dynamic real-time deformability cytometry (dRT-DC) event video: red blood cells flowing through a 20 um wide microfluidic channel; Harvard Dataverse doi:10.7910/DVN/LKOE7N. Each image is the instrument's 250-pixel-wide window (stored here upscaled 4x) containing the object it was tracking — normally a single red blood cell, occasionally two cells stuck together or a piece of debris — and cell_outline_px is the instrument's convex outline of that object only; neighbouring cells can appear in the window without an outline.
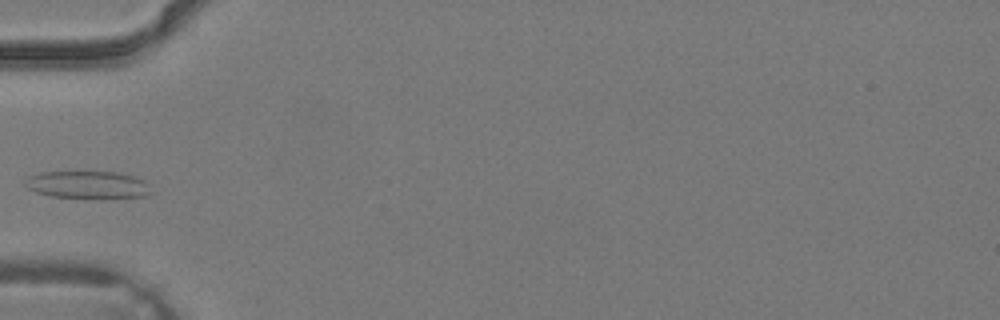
{"species": "common noctule bat (a hibernating species)", "species_latin": "Nyctalus noctula", "temperature_condition": "warm", "stored_images_in_passage": 3, "camera_frame_rate_fps": 3000, "um_per_image_px": 0.085, "animal": {"sex": "male", "body_mass_g": 19.2, "forearm_length_mm": 51.8}, "frame": {"image": 1, "passage_image": 3, "time_ms": 0.667, "image_size_px": [1000, 320], "cell_outline_px": [[152, 192], [148, 196], [100, 200], [52, 196], [36, 192], [28, 188], [24, 184], [24, 180], [40, 172], [116, 172], [132, 176], [144, 180], [152, 184]], "centroid_in_image_um": [7.55, 15.74], "position_along_channel_um": 77.4, "area_um2": 20.87}}